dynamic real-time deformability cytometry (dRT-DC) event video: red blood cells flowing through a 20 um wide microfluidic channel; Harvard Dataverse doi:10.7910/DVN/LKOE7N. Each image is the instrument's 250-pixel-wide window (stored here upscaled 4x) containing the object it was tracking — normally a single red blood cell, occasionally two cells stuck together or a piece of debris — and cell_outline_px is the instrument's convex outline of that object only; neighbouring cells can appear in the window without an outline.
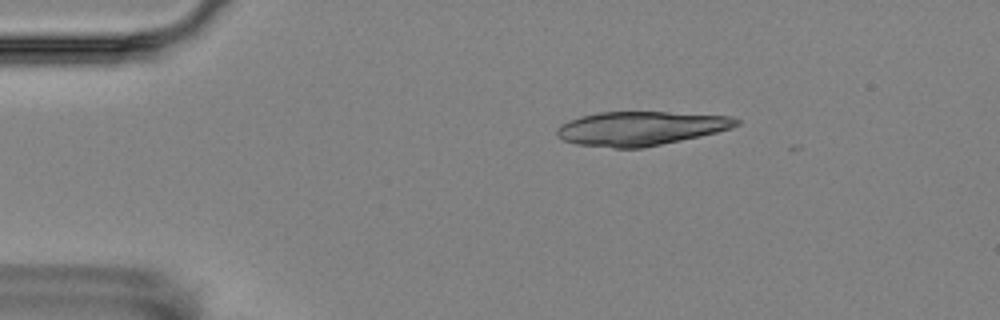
{"species": "Egyptian fruit bat (a non-hibernating species)", "species_latin": "Rousettus aegyptiacus", "temperature_condition": "room temperature", "stored_images_in_passage": 7, "camera_frame_rate_fps": 3000, "um_per_image_px": 0.085, "animal": {"sex": "female"}, "frame": {"image": 1, "passage_image": 3, "time_ms": 2.0, "image_size_px": [1000, 320], "cell_outline_px": [[740, 124], [732, 128], [716, 132], [644, 148], [616, 148], [576, 144], [564, 140], [556, 136], [556, 128], [560, 124], [568, 120], [580, 116], [600, 112], [668, 112], [732, 116], [740, 120]], "centroid_in_image_um": [54.42, 10.91], "position_along_channel_um": 30.6, "area_um2": 35.6}}